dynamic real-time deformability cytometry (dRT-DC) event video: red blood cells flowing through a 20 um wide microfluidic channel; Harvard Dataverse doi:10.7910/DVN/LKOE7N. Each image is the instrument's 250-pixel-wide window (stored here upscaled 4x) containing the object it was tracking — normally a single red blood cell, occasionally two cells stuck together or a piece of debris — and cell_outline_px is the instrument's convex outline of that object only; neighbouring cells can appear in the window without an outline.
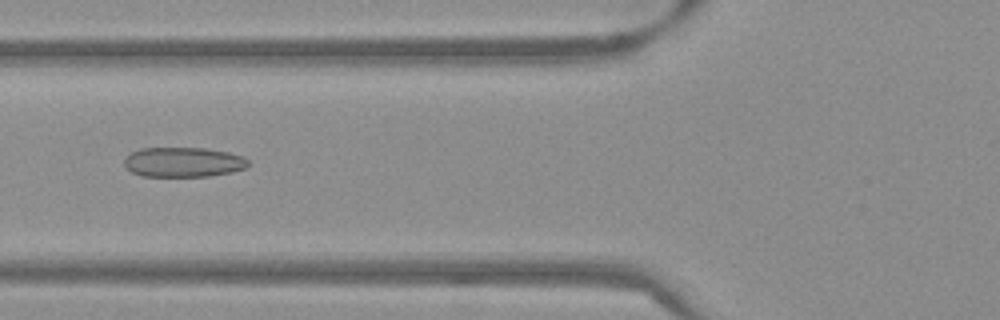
{"species": "Egyptian fruit bat (a non-hibernating species)", "species_latin": "Rousettus aegyptiacus", "temperature_condition": "warm", "stored_images_in_passage": 52, "camera_frame_rate_fps": 3000, "um_per_image_px": 0.085, "frame": {"image": 1, "passage_image": 20, "time_ms": 6.333, "image_size_px": [1000, 320], "cell_outline_px": [[248, 164], [244, 168], [232, 172], [208, 176], [144, 176], [132, 172], [124, 164], [124, 160], [132, 152], [140, 148], [204, 148], [228, 152], [244, 156], [248, 160]], "centroid_in_image_um": [15.6, 13.77], "position_along_channel_um": 110.2, "area_um2": 21.39}}
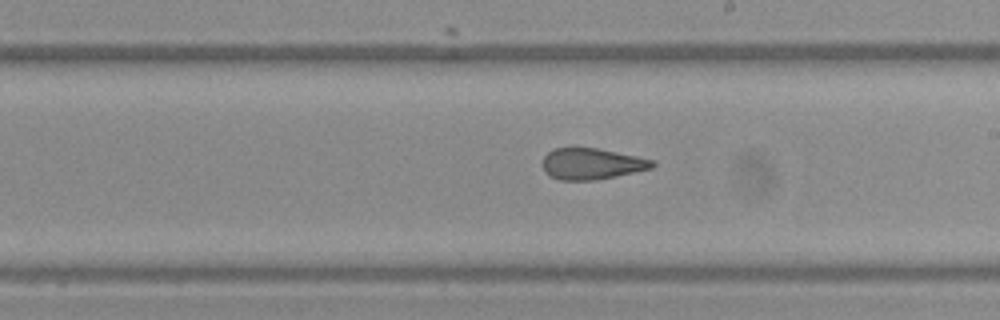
{"frame": {"image": 2, "passage_image": 30, "time_ms": 9.667, "image_size_px": [1000, 320], "cell_outline_px": [[656, 164], [652, 168], [616, 176], [596, 180], [560, 180], [548, 176], [544, 172], [540, 164], [544, 156], [552, 148], [568, 144], [572, 144], [596, 148], [636, 156], [652, 160]], "centroid_in_image_um": [50.17, 13.88], "position_along_channel_um": 238.8, "area_um2": 20.75}}
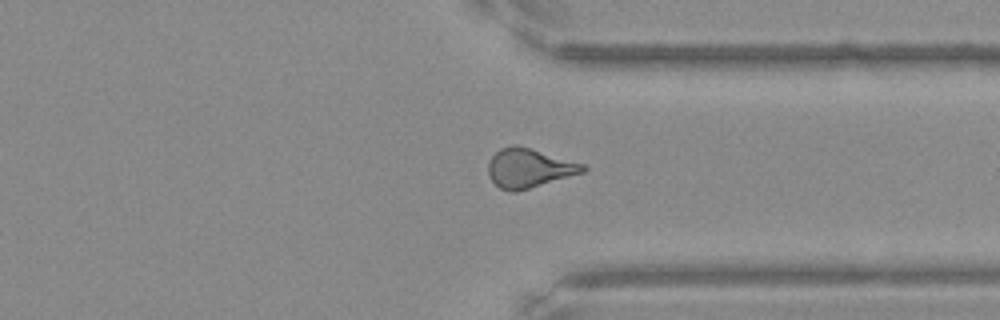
{"frame": {"image": 3, "passage_image": 40, "time_ms": 13.0, "image_size_px": [1000, 320], "cell_outline_px": [[588, 168], [584, 172], [516, 192], [508, 192], [500, 188], [492, 180], [488, 172], [488, 164], [492, 156], [500, 148], [512, 144], [516, 144], [532, 148], [584, 164]], "centroid_in_image_um": [44.96, 14.27], "position_along_channel_um": 366.4, "area_um2": 21.62}, "authors_computed_cell_mechanics": {"area_um2": 21.386, "velocity_mm_per_s": 3.8461, "shape_relaxation_time_tau1_ms": null, "shape_relaxation_time_tau2_ms": 1.5706, "deformation_change_tau1": null, "deformation_change_tau2": 0.0996}}